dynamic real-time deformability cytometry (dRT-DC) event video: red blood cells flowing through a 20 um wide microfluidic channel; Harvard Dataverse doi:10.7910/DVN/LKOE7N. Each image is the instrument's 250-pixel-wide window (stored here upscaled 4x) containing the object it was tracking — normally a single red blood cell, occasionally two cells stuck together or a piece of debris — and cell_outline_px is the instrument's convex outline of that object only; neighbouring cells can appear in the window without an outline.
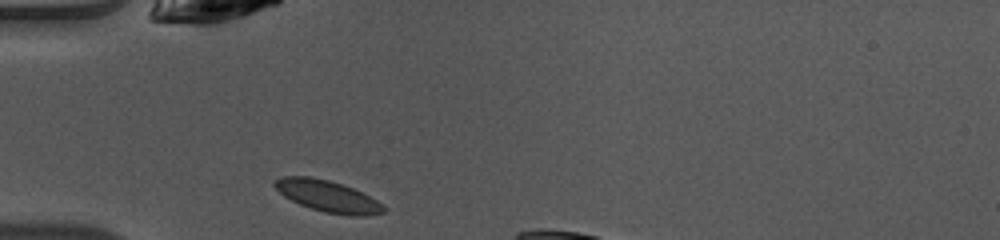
{"species": "common noctule bat (a hibernating species)", "species_latin": "Nyctalus noctula", "temperature_condition": "warm", "stored_images_in_passage": 11, "camera_frame_rate_fps": 3000, "um_per_image_px": 0.085, "animal": {"sex": "female", "body_mass_g": 10.0, "forearm_length_mm": 53.1}, "frame": {"image": 1, "passage_image": 1, "time_ms": 0.0, "image_size_px": [1000, 240], "cell_outline_px": [[384, 212], [364, 216], [352, 216], [324, 212], [300, 204], [284, 196], [272, 184], [280, 176], [308, 176], [328, 180], [344, 184], [376, 200], [384, 208]], "centroid_in_image_um": [27.82, 16.66], "position_along_channel_um": 57.2, "area_um2": 19.65}}
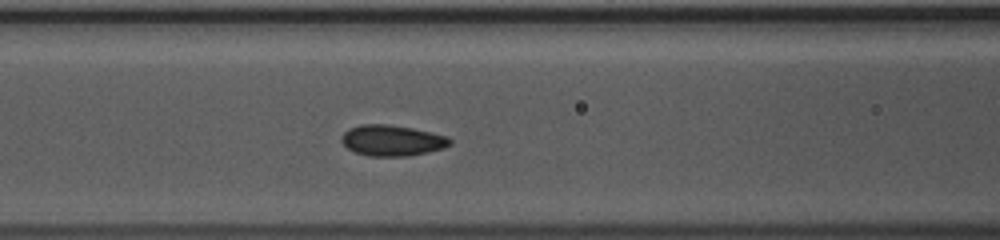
{"frame": {"image": 2, "passage_image": 7, "time_ms": 2.0, "image_size_px": [1000, 240], "cell_outline_px": [[452, 144], [444, 148], [428, 152], [408, 156], [368, 156], [356, 152], [348, 148], [340, 140], [344, 132], [348, 128], [360, 124], [384, 124], [412, 128], [432, 132], [448, 136], [452, 140]], "centroid_in_image_um": [33.35, 11.94], "position_along_channel_um": 133.3, "area_um2": 19.59}}
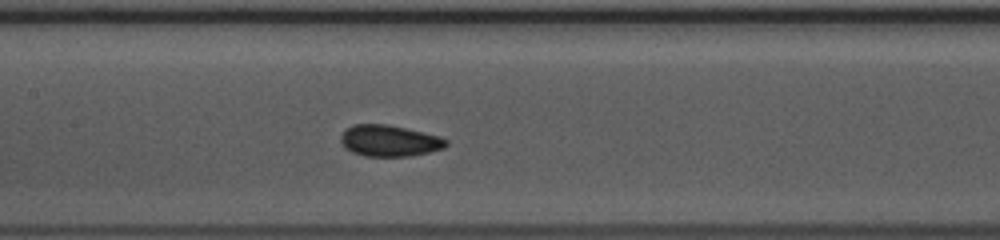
{"frame": {"image": 3, "passage_image": 10, "time_ms": 3.0, "image_size_px": [1000, 240], "cell_outline_px": [[448, 144], [444, 148], [428, 152], [408, 156], [364, 156], [352, 152], [344, 148], [340, 140], [340, 136], [344, 128], [352, 124], [388, 124], [424, 132], [440, 136], [448, 140]], "centroid_in_image_um": [33.06, 11.95], "position_along_channel_um": 174.3, "area_um2": 19.48}}